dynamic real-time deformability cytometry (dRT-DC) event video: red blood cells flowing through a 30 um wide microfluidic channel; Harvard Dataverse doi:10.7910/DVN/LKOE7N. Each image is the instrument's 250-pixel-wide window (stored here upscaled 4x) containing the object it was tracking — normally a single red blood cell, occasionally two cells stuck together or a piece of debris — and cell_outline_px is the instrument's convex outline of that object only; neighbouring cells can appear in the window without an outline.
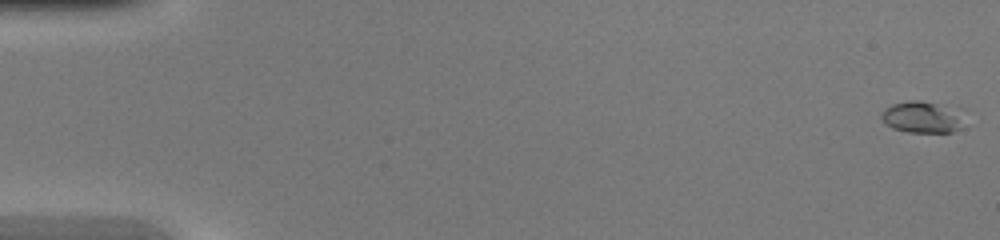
{"species": "common noctule bat (a hibernating species)", "species_latin": "Nyctalus noctula", "temperature_condition": "warm", "stored_images_in_passage": 46, "camera_frame_rate_fps": 3000, "um_per_image_px": 0.085, "animal": {"sex": "female", "body_mass_g": 20.0, "forearm_length_mm": 54.0}, "frame": {"image": 1, "passage_image": 1, "time_ms": 0.0, "image_size_px": [1000, 240], "cell_outline_px": [[960, 128], [952, 132], [908, 132], [892, 128], [884, 124], [880, 116], [884, 108], [892, 104], [908, 100], [920, 100], [960, 108]], "centroid_in_image_um": [78.33, 9.94], "position_along_channel_um": 6.7, "area_um2": 15.37}}
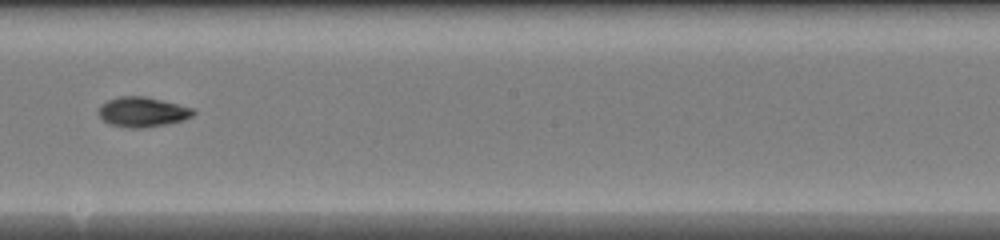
{"frame": {"image": 2, "passage_image": 27, "time_ms": 8.667, "image_size_px": [1000, 240], "cell_outline_px": [[196, 112], [192, 116], [184, 120], [144, 128], [128, 128], [108, 124], [96, 112], [100, 104], [108, 100], [120, 96], [144, 96], [192, 108]], "centroid_in_image_um": [12.06, 9.52], "position_along_channel_um": 236.1, "area_um2": 16.47}}
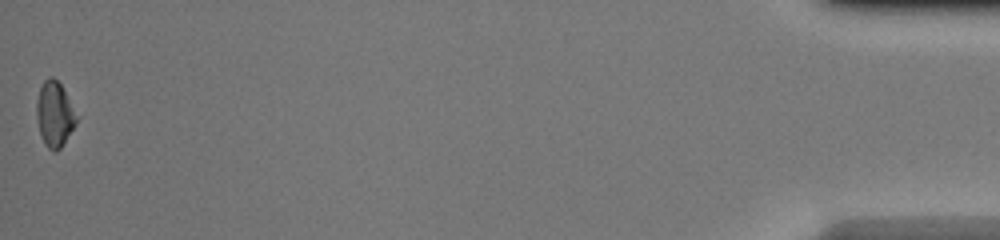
{"frame": {"image": 3, "passage_image": 46, "time_ms": 15.0, "image_size_px": [1000, 240], "cell_outline_px": [[80, 116], [76, 124], [60, 148], [56, 152], [52, 152], [44, 144], [40, 136], [36, 116], [36, 100], [40, 88], [44, 80], [48, 76], [52, 76], [60, 84]], "centroid_in_image_um": [4.65, 9.71], "position_along_channel_um": 430.6, "area_um2": 15.49}}